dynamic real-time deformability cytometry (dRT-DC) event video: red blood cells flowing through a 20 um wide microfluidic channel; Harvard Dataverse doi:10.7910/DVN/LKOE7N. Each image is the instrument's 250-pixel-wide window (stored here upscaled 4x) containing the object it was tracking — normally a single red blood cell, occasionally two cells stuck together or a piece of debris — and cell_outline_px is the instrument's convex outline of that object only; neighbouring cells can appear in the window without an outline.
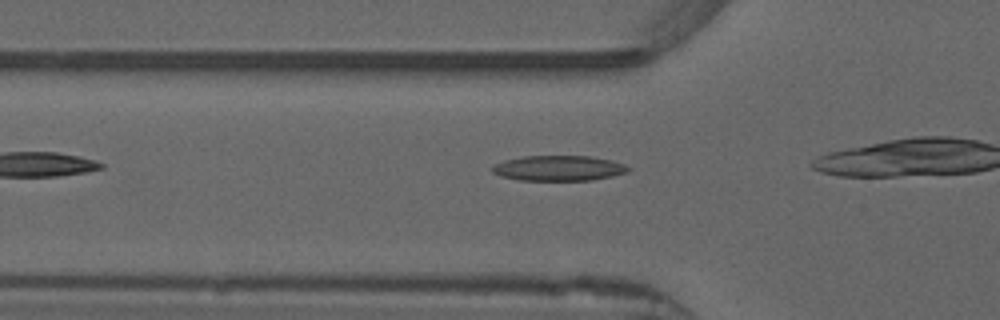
{"species": "common noctule bat (a hibernating species)", "species_latin": "Nyctalus noctula", "temperature_condition": "warm", "stored_images_in_passage": 8, "camera_frame_rate_fps": 3000, "um_per_image_px": 0.085, "animal": {"sex": "male", "forearm_length_mm": 52.5}, "frame": {"image": 1, "passage_image": 3, "time_ms": 0.667, "image_size_px": [1000, 320], "cell_outline_px": [[632, 168], [628, 172], [612, 176], [592, 180], [520, 180], [500, 176], [492, 172], [492, 168], [496, 164], [504, 160], [524, 156], [588, 156], [612, 160], [624, 164]], "centroid_in_image_um": [47.51, 14.29], "position_along_channel_um": 78.3, "area_um2": 20.0}}
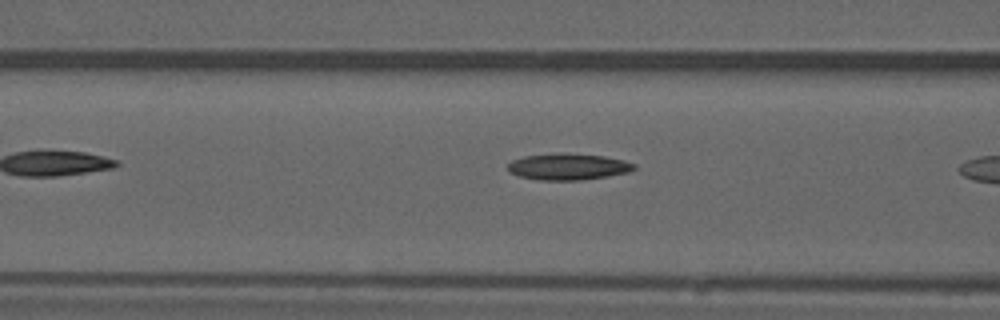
{"frame": {"image": 2, "passage_image": 6, "time_ms": 1.667, "image_size_px": [1000, 320], "cell_outline_px": [[636, 168], [628, 172], [608, 176], [580, 180], [536, 180], [520, 176], [508, 172], [508, 164], [512, 160], [524, 156], [604, 156], [624, 160], [636, 164]], "centroid_in_image_um": [48.31, 14.22], "position_along_channel_um": 118.3, "area_um2": 18.44}}